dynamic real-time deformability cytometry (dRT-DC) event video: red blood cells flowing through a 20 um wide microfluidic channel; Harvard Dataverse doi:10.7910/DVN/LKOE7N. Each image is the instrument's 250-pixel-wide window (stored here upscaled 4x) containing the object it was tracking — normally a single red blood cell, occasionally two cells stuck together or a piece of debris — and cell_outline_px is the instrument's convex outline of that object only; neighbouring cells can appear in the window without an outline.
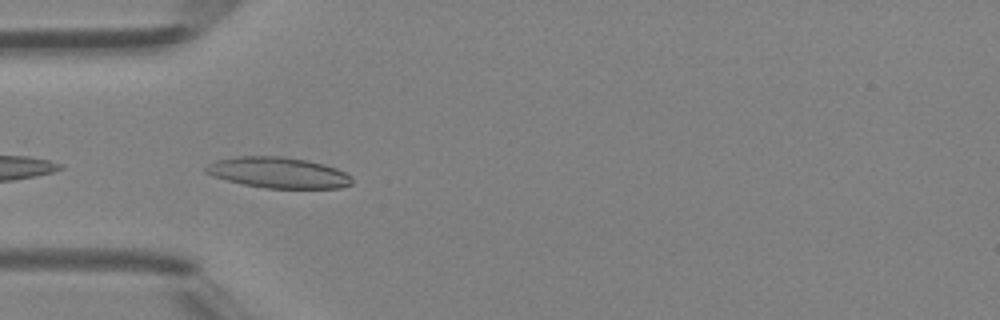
{"species": "Egyptian fruit bat (a non-hibernating species)", "species_latin": "Rousettus aegyptiacus", "temperature_condition": "room temperature", "stored_images_in_passage": 8, "camera_frame_rate_fps": 3000, "um_per_image_px": 0.085, "animal": {"sex": "female"}, "frame": {"image": 1, "passage_image": 2, "time_ms": 0.333, "image_size_px": [1000, 320], "cell_outline_px": [[352, 184], [340, 188], [264, 188], [244, 184], [212, 176], [204, 172], [204, 168], [208, 164], [216, 160], [236, 156], [284, 156], [308, 160], [324, 164], [336, 168], [352, 176]], "centroid_in_image_um": [23.65, 14.67], "position_along_channel_um": 61.3, "area_um2": 26.41}}